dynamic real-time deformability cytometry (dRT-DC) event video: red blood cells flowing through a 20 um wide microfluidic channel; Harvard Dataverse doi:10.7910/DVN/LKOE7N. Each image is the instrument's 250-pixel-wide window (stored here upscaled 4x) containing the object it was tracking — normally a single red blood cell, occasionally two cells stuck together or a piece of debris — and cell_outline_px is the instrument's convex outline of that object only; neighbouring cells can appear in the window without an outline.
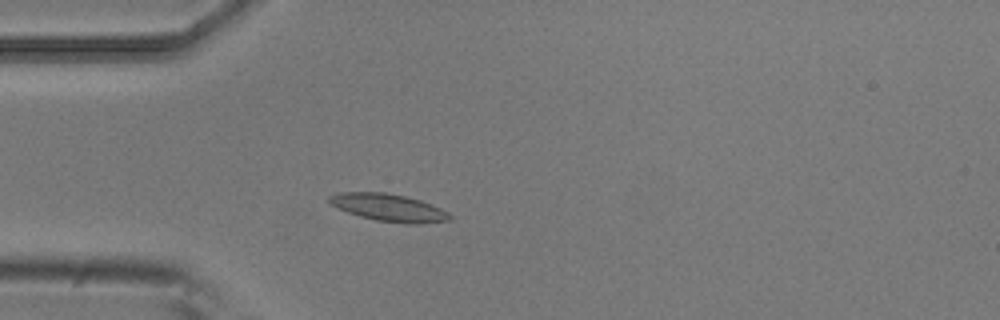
{"species": "common noctule bat (a hibernating species)", "species_latin": "Nyctalus noctula", "temperature_condition": "room temperature", "stored_images_in_passage": 3, "camera_frame_rate_fps": 3000, "um_per_image_px": 0.085, "animal": {"sex": "male", "body_mass_g": 20.5, "forearm_length_mm": 52.5}, "frame": {"image": 1, "passage_image": 3, "time_ms": 0.667, "image_size_px": [1000, 320], "cell_outline_px": [[452, 220], [420, 224], [408, 224], [376, 220], [360, 216], [336, 208], [328, 200], [328, 196], [340, 192], [384, 192], [404, 196], [420, 200], [440, 208], [448, 212], [452, 216]], "centroid_in_image_um": [33.05, 17.65], "position_along_channel_um": 51.9, "area_um2": 19.25}}